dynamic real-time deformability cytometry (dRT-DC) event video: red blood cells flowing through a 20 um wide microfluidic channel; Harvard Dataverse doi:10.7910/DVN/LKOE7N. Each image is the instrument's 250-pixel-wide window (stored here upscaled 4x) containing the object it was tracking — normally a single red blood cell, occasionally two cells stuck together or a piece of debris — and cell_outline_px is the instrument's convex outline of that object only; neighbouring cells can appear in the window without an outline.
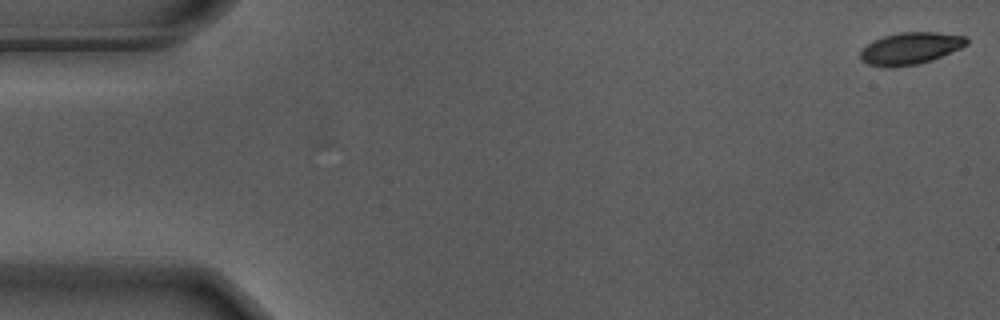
{"species": "Egyptian fruit bat (a non-hibernating species)", "species_latin": "Rousettus aegyptiacus", "temperature_condition": "warm", "stored_images_in_passage": 56, "camera_frame_rate_fps": 3000, "um_per_image_px": 0.085, "animal": {"sex": "male"}, "frame": {"image": 1, "passage_image": 1, "time_ms": 0.0, "image_size_px": [1000, 320], "cell_outline_px": [[968, 44], [960, 48], [932, 60], [916, 64], [868, 64], [860, 60], [860, 48], [872, 40], [884, 36], [900, 32], [936, 32], [964, 36], [968, 40]], "centroid_in_image_um": [77.38, 4.06], "position_along_channel_um": 7.6, "area_um2": 19.19}}
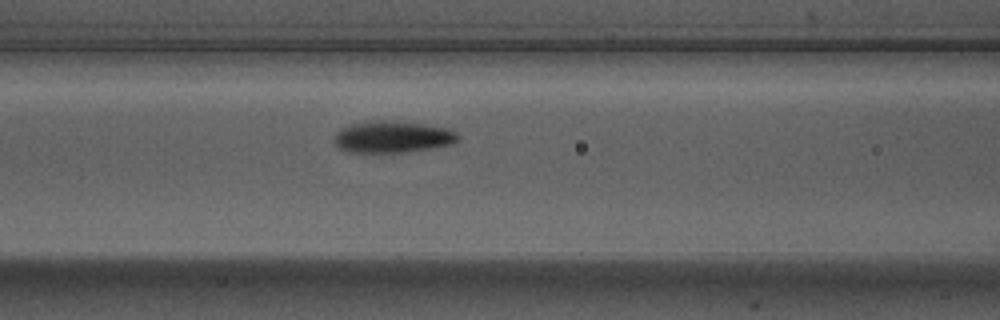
{"frame": {"image": 2, "passage_image": 23, "time_ms": 7.333, "image_size_px": [1000, 320], "cell_outline_px": [[460, 136], [452, 144], [432, 148], [408, 152], [348, 152], [340, 148], [332, 140], [336, 132], [340, 128], [348, 124], [364, 120], [384, 120], [424, 124], [448, 128], [456, 132]], "centroid_in_image_um": [33.32, 11.62], "position_along_channel_um": 133.3, "area_um2": 23.18}}
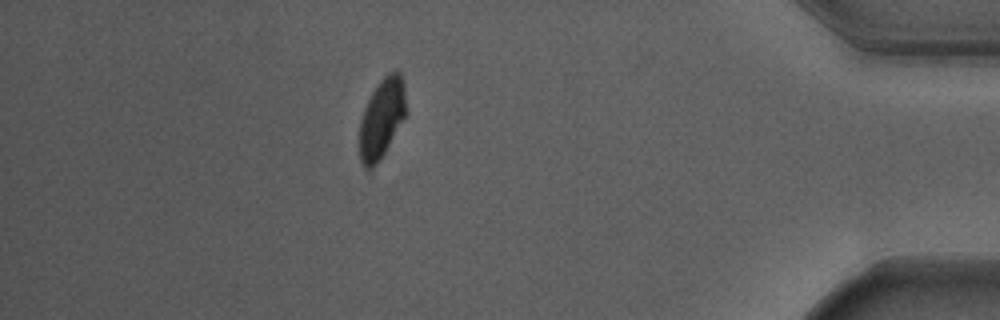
{"frame": {"image": 3, "passage_image": 49, "time_ms": 16.0, "image_size_px": [1000, 320], "cell_outline_px": [[404, 116], [384, 152], [376, 164], [368, 172], [364, 168], [360, 160], [360, 120], [364, 108], [372, 92], [380, 80], [388, 72], [400, 72], [404, 84]], "centroid_in_image_um": [32.4, 10.06], "position_along_channel_um": 402.8, "area_um2": 20.92}, "authors_computed_cell_mechanics": {"area_um2": 21.964, "velocity_mm_per_s": 3.6773, "shape_relaxation_time_tau1_ms": 2.1935, "shape_relaxation_time_tau2_ms": 2.3109, "deformation_change_tau1": 0.1612, "deformation_change_tau2": 0.0632}}